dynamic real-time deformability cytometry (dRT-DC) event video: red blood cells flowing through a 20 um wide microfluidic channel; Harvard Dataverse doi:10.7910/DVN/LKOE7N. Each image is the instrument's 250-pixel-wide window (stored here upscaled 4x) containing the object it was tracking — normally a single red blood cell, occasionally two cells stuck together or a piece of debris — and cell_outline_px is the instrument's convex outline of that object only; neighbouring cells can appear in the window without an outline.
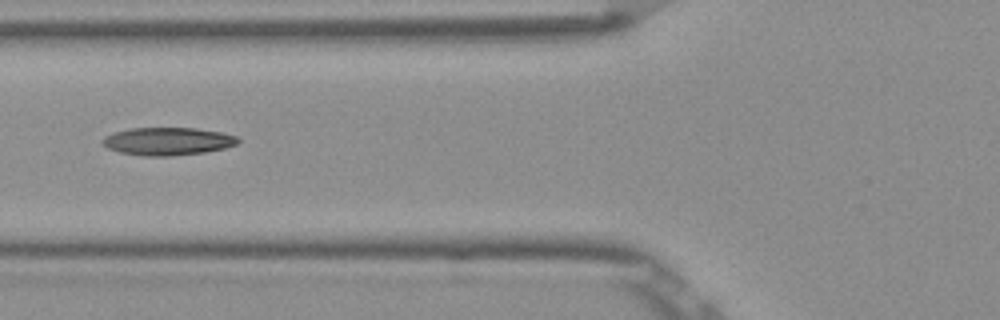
{"species": "Egyptian fruit bat (a non-hibernating species)", "species_latin": "Rousettus aegyptiacus", "temperature_condition": "room temperature", "stored_images_in_passage": 3, "camera_frame_rate_fps": 3000, "um_per_image_px": 0.085, "frame": {"image": 1, "passage_image": 2, "time_ms": 0.333, "image_size_px": [1000, 320], "cell_outline_px": [[240, 140], [236, 144], [224, 148], [204, 152], [172, 156], [144, 156], [120, 152], [108, 148], [100, 140], [104, 136], [112, 132], [132, 128], [196, 128], [220, 132], [236, 136]], "centroid_in_image_um": [14.22, 12.0], "position_along_channel_um": 111.6, "area_um2": 21.91}}
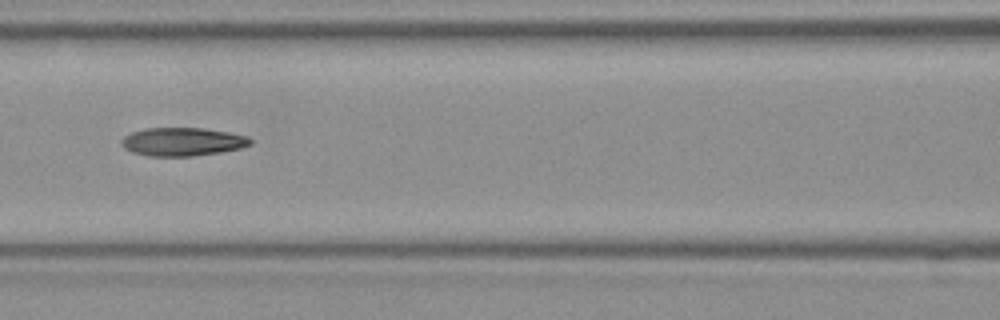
{"frame": {"image": 2, "passage_image": 3, "time_ms": 0.667, "image_size_px": [1000, 320], "cell_outline_px": [[252, 144], [240, 148], [220, 152], [192, 156], [148, 156], [132, 152], [124, 148], [120, 144], [120, 140], [124, 136], [132, 132], [144, 128], [204, 128], [228, 132], [248, 136], [252, 140]], "centroid_in_image_um": [15.49, 12.04], "position_along_channel_um": 151.1, "area_um2": 21.39}}